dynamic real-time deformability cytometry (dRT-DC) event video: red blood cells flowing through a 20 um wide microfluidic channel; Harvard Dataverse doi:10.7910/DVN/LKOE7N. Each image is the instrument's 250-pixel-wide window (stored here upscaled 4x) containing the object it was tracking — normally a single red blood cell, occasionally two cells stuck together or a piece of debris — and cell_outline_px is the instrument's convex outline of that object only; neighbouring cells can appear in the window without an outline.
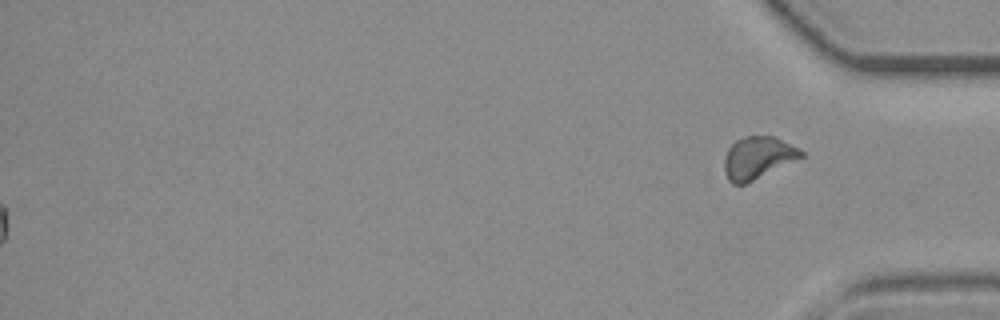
{"species": "common noctule bat (a hibernating species)", "species_latin": "Nyctalus noctula", "temperature_condition": "room temperature", "stored_images_in_passage": 43, "segment_of_instrument_passage": [2, 2], "camera_frame_rate_fps": 3000, "um_per_image_px": 0.085, "animal": {"sex": "female", "body_mass_g": 19.3, "forearm_length_mm": 54.1}, "frame": {"image": 1, "passage_image": 43, "time_ms": 14.0, "image_size_px": [1000, 320], "cell_outline_px": [[804, 156], [744, 184], [732, 184], [728, 180], [724, 172], [724, 156], [728, 148], [736, 140], [744, 136], [776, 136], [800, 148], [804, 152]], "centroid_in_image_um": [64.4, 13.38], "position_along_channel_um": 370.8, "area_um2": 18.9}}